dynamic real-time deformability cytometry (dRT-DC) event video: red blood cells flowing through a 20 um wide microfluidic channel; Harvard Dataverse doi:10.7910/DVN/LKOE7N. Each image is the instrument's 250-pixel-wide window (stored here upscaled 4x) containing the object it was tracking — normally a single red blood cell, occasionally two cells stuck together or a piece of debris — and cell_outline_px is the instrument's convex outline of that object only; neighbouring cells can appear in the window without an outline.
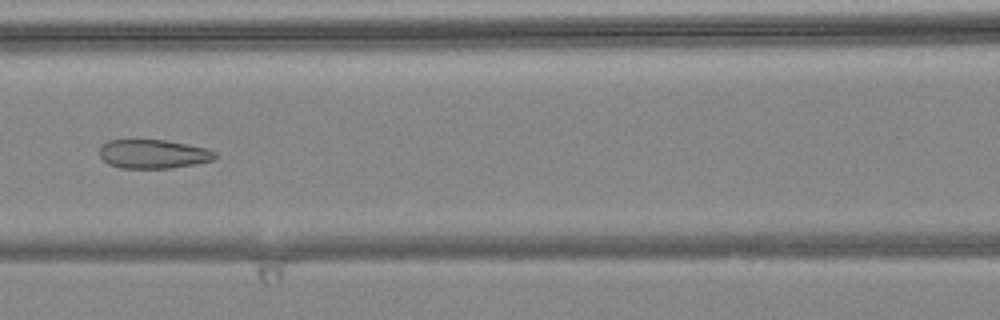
{"species": "common noctule bat (a hibernating species)", "species_latin": "Nyctalus noctula", "temperature_condition": "warm", "stored_images_in_passage": 9, "camera_frame_rate_fps": 3000, "um_per_image_px": 0.085, "animal": {"sex": "female", "body_mass_g": 24.6, "forearm_length_mm": 56.2}, "frame": {"image": 1, "passage_image": 6, "time_ms": 1.667, "image_size_px": [1000, 320], "cell_outline_px": [[216, 156], [212, 160], [196, 164], [172, 168], [120, 168], [108, 164], [100, 156], [100, 148], [108, 140], [164, 140], [188, 144], [208, 148], [216, 152]], "centroid_in_image_um": [13.05, 13.09], "position_along_channel_um": 153.6, "area_um2": 19.48}}
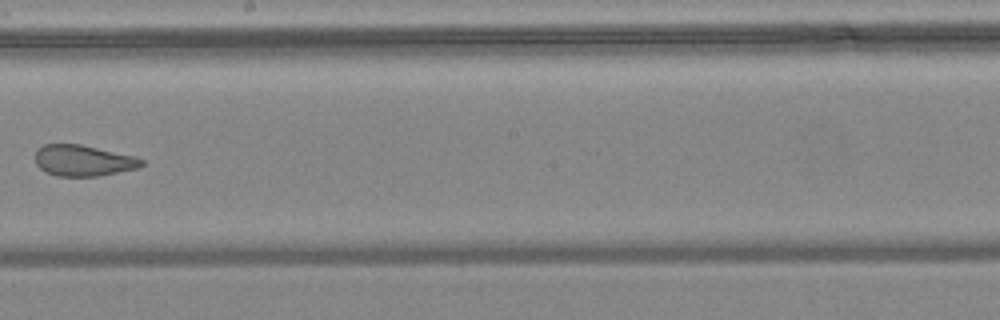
{"frame": {"image": 2, "passage_image": 8, "time_ms": 2.333, "image_size_px": [1000, 320], "cell_outline_px": [[144, 164], [140, 168], [100, 176], [56, 176], [44, 172], [36, 164], [36, 152], [44, 144], [80, 144], [136, 156], [144, 160]], "centroid_in_image_um": [7.12, 13.66], "position_along_channel_um": 241.1, "area_um2": 19.42}}
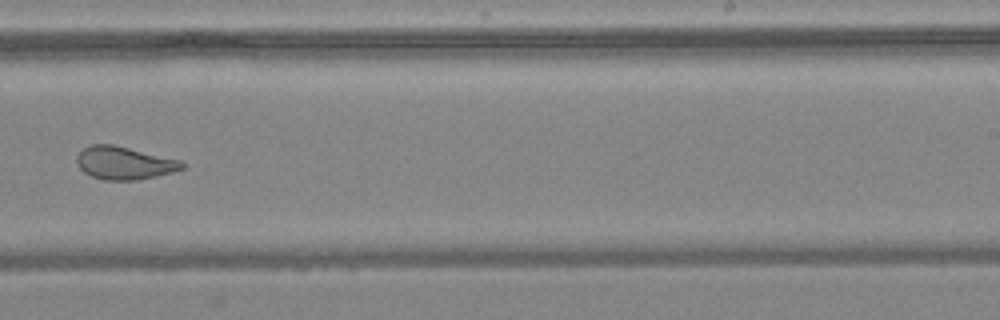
{"frame": {"image": 3, "passage_image": 9, "time_ms": 2.667, "image_size_px": [1000, 320], "cell_outline_px": [[184, 168], [172, 172], [156, 176], [136, 180], [104, 180], [92, 176], [84, 172], [76, 164], [76, 156], [88, 144], [112, 144], [180, 160], [184, 164]], "centroid_in_image_um": [10.52, 13.85], "position_along_channel_um": 278.5, "area_um2": 20.06}}